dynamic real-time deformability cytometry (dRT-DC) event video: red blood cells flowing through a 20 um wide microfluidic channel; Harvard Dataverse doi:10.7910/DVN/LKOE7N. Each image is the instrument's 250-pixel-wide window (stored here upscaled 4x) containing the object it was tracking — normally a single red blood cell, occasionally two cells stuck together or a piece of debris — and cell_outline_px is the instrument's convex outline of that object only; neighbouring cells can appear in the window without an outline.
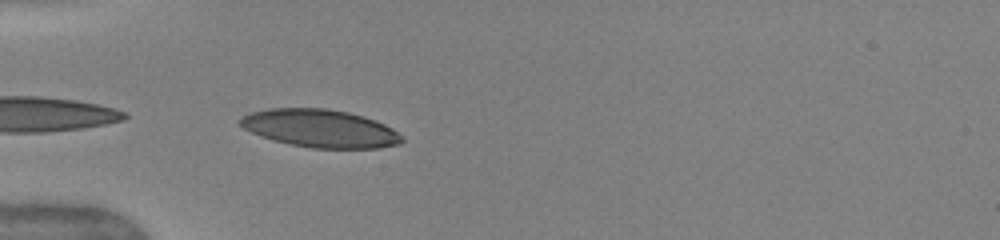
{"species": "human", "species_latin": "Homo sapiens", "temperature_condition": "warm", "stored_images_in_passage": 21, "camera_frame_rate_fps": 3000, "um_per_image_px": 0.085, "donor": {"sex": "female"}, "frame": {"image": 1, "passage_image": 1, "time_ms": 0.0, "image_size_px": [1000, 240], "cell_outline_px": [[404, 140], [400, 144], [380, 148], [312, 148], [272, 140], [260, 136], [236, 124], [236, 120], [240, 116], [252, 112], [268, 108], [328, 108], [348, 112], [364, 116], [376, 120], [392, 128]], "centroid_in_image_um": [27.17, 10.9], "position_along_channel_um": 57.8, "area_um2": 35.95}}